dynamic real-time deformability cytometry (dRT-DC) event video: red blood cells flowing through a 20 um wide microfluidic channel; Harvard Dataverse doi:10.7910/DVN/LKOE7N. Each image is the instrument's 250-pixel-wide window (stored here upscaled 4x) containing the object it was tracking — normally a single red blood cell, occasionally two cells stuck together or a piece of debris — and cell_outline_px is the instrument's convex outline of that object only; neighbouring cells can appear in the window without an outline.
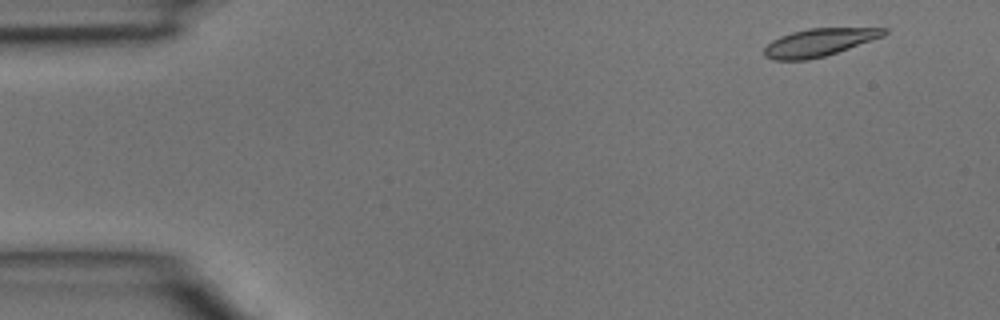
{"species": "common noctule bat (a hibernating species)", "species_latin": "Nyctalus noctula", "temperature_condition": "room temperature", "stored_images_in_passage": 4, "camera_frame_rate_fps": 3000, "um_per_image_px": 0.085, "animal": {"sex": "male", "body_mass_g": 15.6}, "frame": {"image": 1, "passage_image": 1, "time_ms": 0.0, "image_size_px": [1000, 320], "cell_outline_px": [[888, 32], [884, 36], [824, 56], [808, 60], [772, 60], [764, 56], [764, 48], [772, 40], [780, 36], [792, 32], [808, 28], [888, 28]], "centroid_in_image_um": [69.6, 3.6], "position_along_channel_um": 15.4, "area_um2": 19.25}}
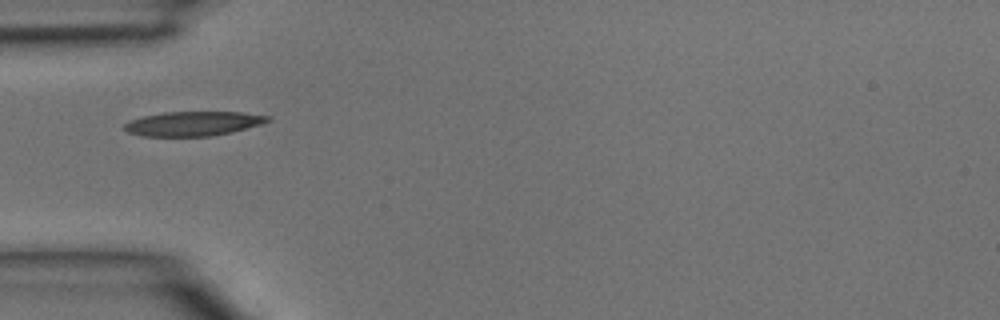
{"frame": {"image": 2, "passage_image": 4, "time_ms": 1.0, "image_size_px": [1000, 320], "cell_outline_px": [[272, 120], [260, 124], [232, 132], [212, 136], [140, 136], [128, 132], [124, 128], [124, 124], [128, 120], [144, 116], [164, 112], [244, 112], [272, 116]], "centroid_in_image_um": [16.43, 10.5], "position_along_channel_um": 68.6, "area_um2": 20.52}}